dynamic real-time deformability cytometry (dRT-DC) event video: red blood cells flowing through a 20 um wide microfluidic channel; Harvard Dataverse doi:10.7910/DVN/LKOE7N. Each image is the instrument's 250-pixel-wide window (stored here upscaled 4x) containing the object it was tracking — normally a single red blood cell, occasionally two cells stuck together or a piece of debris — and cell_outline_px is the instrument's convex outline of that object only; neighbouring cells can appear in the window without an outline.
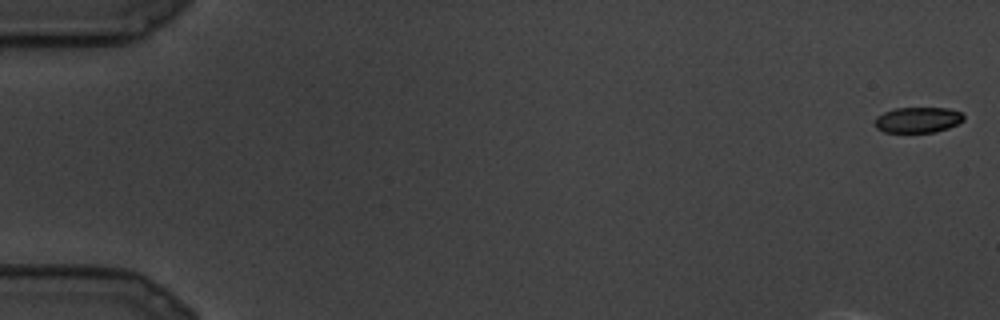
{"species": "common noctule bat (a hibernating species)", "species_latin": "Nyctalus noctula", "temperature_condition": "cold", "stored_images_in_passage": 20, "camera_frame_rate_fps": 3000, "um_per_image_px": 0.085, "animal": {"sex": "male", "body_mass_g": 19.5, "forearm_length_mm": 54.6}, "frame": {"image": 1, "passage_image": 1, "time_ms": 0.0, "image_size_px": [1000, 320], "cell_outline_px": [[964, 120], [960, 124], [936, 132], [884, 132], [876, 128], [872, 124], [872, 120], [876, 116], [884, 112], [896, 108], [948, 108], [960, 112], [964, 116]], "centroid_in_image_um": [77.99, 10.19], "position_along_channel_um": 7.0, "area_um2": 13.53}}